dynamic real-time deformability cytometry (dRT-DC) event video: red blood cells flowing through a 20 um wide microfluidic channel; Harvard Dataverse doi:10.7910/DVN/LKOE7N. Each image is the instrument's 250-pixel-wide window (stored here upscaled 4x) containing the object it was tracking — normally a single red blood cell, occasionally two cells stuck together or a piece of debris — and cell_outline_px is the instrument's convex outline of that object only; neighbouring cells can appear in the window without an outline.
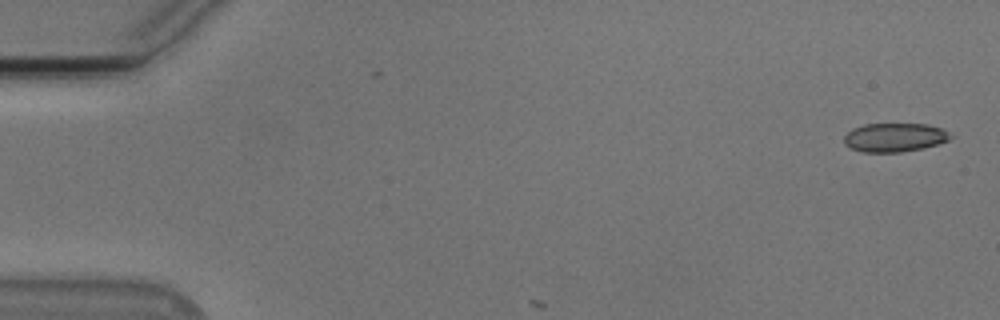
{"species": "Egyptian fruit bat (a non-hibernating species)", "species_latin": "Rousettus aegyptiacus", "temperature_condition": "cold", "stored_images_in_passage": 6, "camera_frame_rate_fps": 3000, "um_per_image_px": 0.085, "animal": {"sex": "male"}, "frame": {"image": 1, "passage_image": 1, "time_ms": 0.0, "image_size_px": [1000, 320], "cell_outline_px": [[952, 136], [948, 140], [936, 144], [920, 148], [900, 152], [864, 152], [852, 148], [844, 144], [844, 136], [852, 128], [864, 124], [928, 124], [940, 128], [948, 132]], "centroid_in_image_um": [76.0, 11.67], "position_along_channel_um": 9.0, "area_um2": 17.63}}